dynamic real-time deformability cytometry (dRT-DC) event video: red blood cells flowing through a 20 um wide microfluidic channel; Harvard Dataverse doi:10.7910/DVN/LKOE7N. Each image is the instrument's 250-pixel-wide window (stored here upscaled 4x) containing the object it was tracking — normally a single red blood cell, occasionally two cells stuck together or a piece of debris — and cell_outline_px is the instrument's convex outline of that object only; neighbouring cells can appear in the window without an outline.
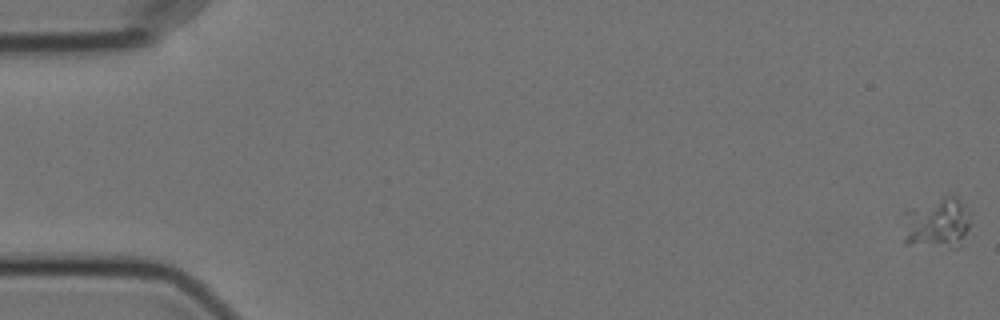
{"species": "Egyptian fruit bat (a non-hibernating species)", "species_latin": "Rousettus aegyptiacus", "temperature_condition": "cold", "stored_images_in_passage": 58, "camera_frame_rate_fps": 3000, "um_per_image_px": 0.085, "animal": {"sex": "female"}, "frame": {"image": 1, "passage_image": 1, "time_ms": 0.0, "image_size_px": [1000, 320], "cell_outline_px": [[968, 228], [956, 248], [952, 248], [904, 244], [904, 212], [912, 208], [944, 196], [956, 196], [968, 220]], "centroid_in_image_um": [79.56, 19.01], "position_along_channel_um": 5.4, "area_um2": 19.25}}
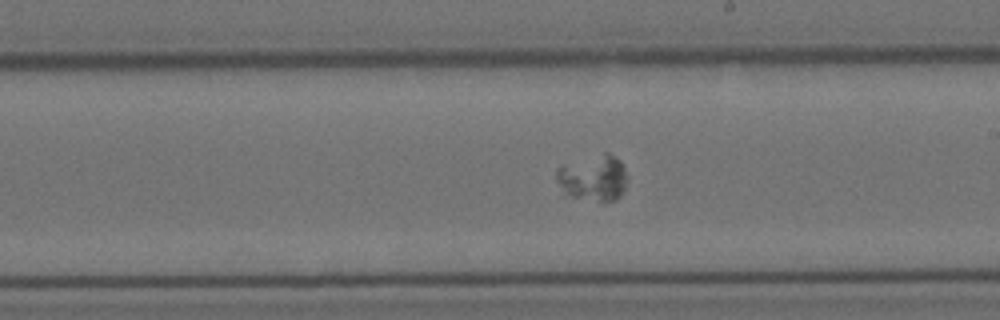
{"frame": {"image": 2, "passage_image": 34, "time_ms": 11.0, "image_size_px": [1000, 320], "cell_outline_px": [[624, 188], [620, 196], [616, 200], [600, 204], [564, 196], [556, 180], [556, 168], [564, 164], [604, 152], [608, 152], [620, 160], [624, 168]], "centroid_in_image_um": [50.36, 15.18], "position_along_channel_um": 238.6, "area_um2": 19.59}}
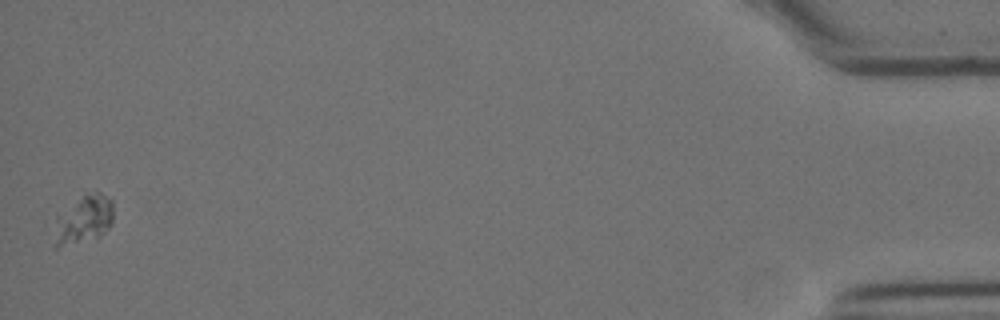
{"frame": {"image": 3, "passage_image": 58, "time_ms": 19.0, "image_size_px": [1000, 320], "cell_outline_px": [[112, 224], [100, 236], [56, 248], [52, 248], [56, 216], [84, 196], [96, 192], [100, 192], [112, 200]], "centroid_in_image_um": [7.08, 18.71], "position_along_channel_um": 428.1, "area_um2": 16.3}}